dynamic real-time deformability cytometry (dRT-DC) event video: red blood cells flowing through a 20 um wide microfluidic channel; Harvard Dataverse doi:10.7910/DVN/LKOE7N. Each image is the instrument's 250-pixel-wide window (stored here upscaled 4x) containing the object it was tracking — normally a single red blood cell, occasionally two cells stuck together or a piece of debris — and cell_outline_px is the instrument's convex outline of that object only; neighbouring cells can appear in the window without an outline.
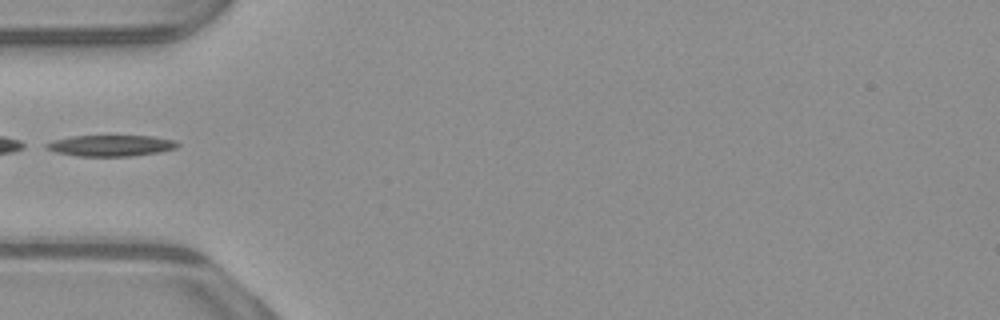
{"species": "common noctule bat (a hibernating species)", "species_latin": "Nyctalus noctula", "temperature_condition": "warm", "stored_images_in_passage": 35, "camera_frame_rate_fps": 3000, "um_per_image_px": 0.085, "animal": {"sex": "male", "body_mass_g": 23.1, "forearm_length_mm": 52.7}, "frame": {"image": 1, "passage_image": 1, "time_ms": 0.0, "image_size_px": [1000, 320], "cell_outline_px": [[180, 144], [176, 148], [160, 152], [132, 156], [76, 156], [56, 152], [44, 148], [44, 144], [52, 140], [72, 136], [152, 136], [176, 140]], "centroid_in_image_um": [9.41, 12.38], "position_along_channel_um": 75.6, "area_um2": 16.3}}
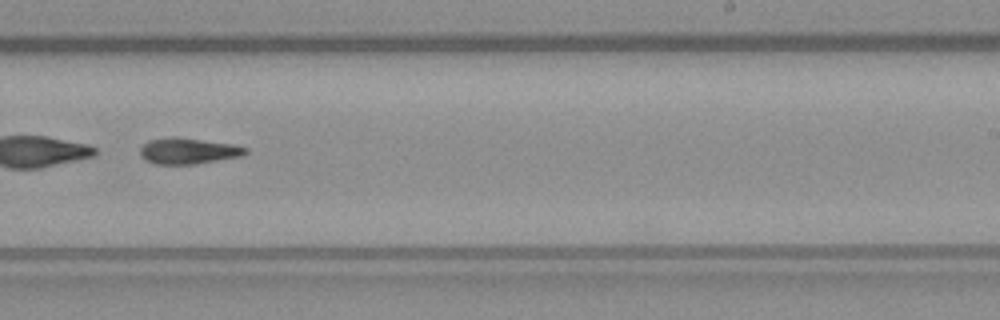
{"frame": {"image": 2, "passage_image": 16, "time_ms": 5.0, "image_size_px": [1000, 320], "cell_outline_px": [[248, 152], [244, 156], [196, 164], [156, 164], [144, 160], [140, 156], [140, 148], [148, 140], [172, 136], [232, 144], [248, 148]], "centroid_in_image_um": [16.0, 12.84], "position_along_channel_um": 273.0, "area_um2": 16.13}}